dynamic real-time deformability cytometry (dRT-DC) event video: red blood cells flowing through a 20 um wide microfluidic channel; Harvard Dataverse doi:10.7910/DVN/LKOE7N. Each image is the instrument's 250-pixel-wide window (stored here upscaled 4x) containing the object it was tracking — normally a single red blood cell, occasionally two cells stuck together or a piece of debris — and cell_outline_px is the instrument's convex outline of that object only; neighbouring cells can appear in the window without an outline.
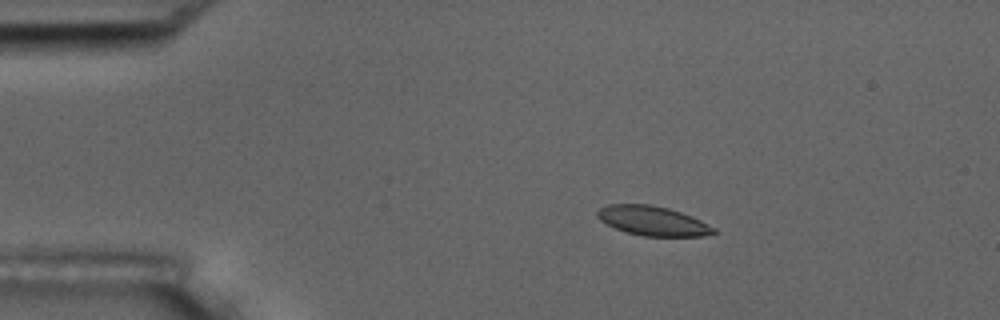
{"species": "common noctule bat (a hibernating species)", "species_latin": "Nyctalus noctula", "temperature_condition": "room temperature", "stored_images_in_passage": 8, "camera_frame_rate_fps": 3000, "um_per_image_px": 0.085, "animal": {"sex": "male", "body_mass_g": 17.5, "forearm_length_mm": 52.3}, "frame": {"image": 1, "passage_image": 3, "time_ms": 3.0, "image_size_px": [1000, 320], "cell_outline_px": [[716, 232], [704, 236], [644, 236], [628, 232], [616, 228], [600, 220], [596, 216], [596, 212], [600, 208], [608, 204], [648, 204], [668, 208], [692, 216], [716, 228]], "centroid_in_image_um": [55.49, 18.77], "position_along_channel_um": 29.5, "area_um2": 19.83}}
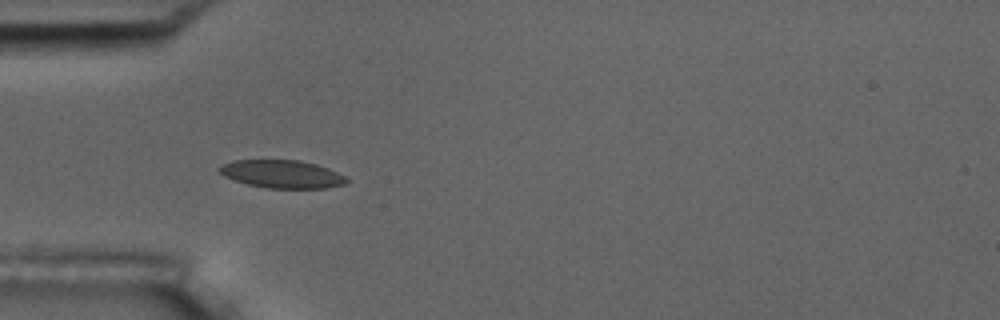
{"frame": {"image": 2, "passage_image": 5, "time_ms": 5.333, "image_size_px": [1000, 320], "cell_outline_px": [[348, 180], [344, 184], [324, 188], [268, 188], [248, 184], [224, 176], [216, 168], [232, 160], [300, 160], [316, 164], [328, 168], [344, 176]], "centroid_in_image_um": [23.95, 14.79], "position_along_channel_um": 61.0, "area_um2": 20.52}}
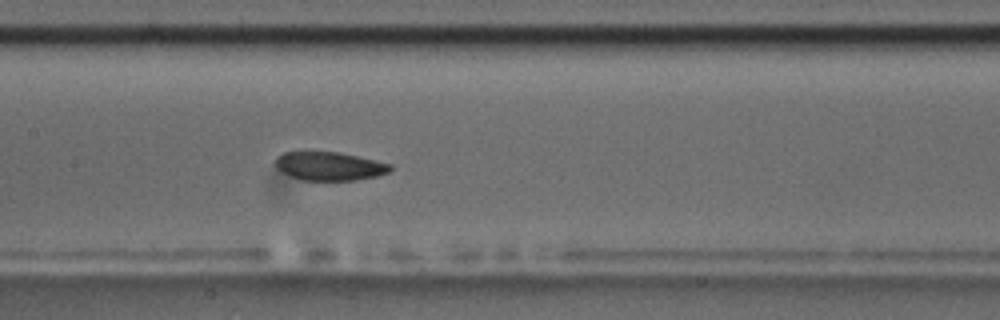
{"frame": {"image": 3, "passage_image": 8, "time_ms": 8.667, "image_size_px": [1000, 320], "cell_outline_px": [[392, 168], [388, 172], [376, 176], [356, 180], [300, 180], [280, 172], [276, 168], [276, 160], [284, 152], [304, 148], [340, 152], [392, 164]], "centroid_in_image_um": [27.93, 14.07], "position_along_channel_um": 179.5, "area_um2": 19.83}}